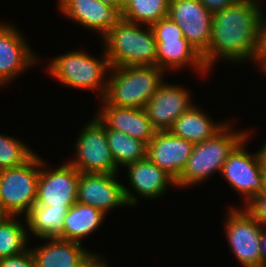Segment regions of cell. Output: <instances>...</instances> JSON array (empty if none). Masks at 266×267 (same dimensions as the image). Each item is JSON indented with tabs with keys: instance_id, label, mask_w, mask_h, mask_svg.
Listing matches in <instances>:
<instances>
[{
	"instance_id": "26",
	"label": "cell",
	"mask_w": 266,
	"mask_h": 267,
	"mask_svg": "<svg viewBox=\"0 0 266 267\" xmlns=\"http://www.w3.org/2000/svg\"><path fill=\"white\" fill-rule=\"evenodd\" d=\"M170 0H126L120 18L151 26L168 16Z\"/></svg>"
},
{
	"instance_id": "9",
	"label": "cell",
	"mask_w": 266,
	"mask_h": 267,
	"mask_svg": "<svg viewBox=\"0 0 266 267\" xmlns=\"http://www.w3.org/2000/svg\"><path fill=\"white\" fill-rule=\"evenodd\" d=\"M230 206L223 226L226 241L242 267H261L260 238L263 226L244 208Z\"/></svg>"
},
{
	"instance_id": "27",
	"label": "cell",
	"mask_w": 266,
	"mask_h": 267,
	"mask_svg": "<svg viewBox=\"0 0 266 267\" xmlns=\"http://www.w3.org/2000/svg\"><path fill=\"white\" fill-rule=\"evenodd\" d=\"M36 151L23 142L20 137L8 136L0 132V171L22 166L28 162Z\"/></svg>"
},
{
	"instance_id": "19",
	"label": "cell",
	"mask_w": 266,
	"mask_h": 267,
	"mask_svg": "<svg viewBox=\"0 0 266 267\" xmlns=\"http://www.w3.org/2000/svg\"><path fill=\"white\" fill-rule=\"evenodd\" d=\"M39 240L45 241L44 244L29 247L35 267H82L96 252L89 251L78 242L59 238H39Z\"/></svg>"
},
{
	"instance_id": "10",
	"label": "cell",
	"mask_w": 266,
	"mask_h": 267,
	"mask_svg": "<svg viewBox=\"0 0 266 267\" xmlns=\"http://www.w3.org/2000/svg\"><path fill=\"white\" fill-rule=\"evenodd\" d=\"M62 162L57 164V167L49 168V162L40 156V175L35 205L70 208L77 202L80 172L67 161Z\"/></svg>"
},
{
	"instance_id": "24",
	"label": "cell",
	"mask_w": 266,
	"mask_h": 267,
	"mask_svg": "<svg viewBox=\"0 0 266 267\" xmlns=\"http://www.w3.org/2000/svg\"><path fill=\"white\" fill-rule=\"evenodd\" d=\"M25 224V217L17 215H8L0 222V259L19 255L29 249L31 241Z\"/></svg>"
},
{
	"instance_id": "31",
	"label": "cell",
	"mask_w": 266,
	"mask_h": 267,
	"mask_svg": "<svg viewBox=\"0 0 266 267\" xmlns=\"http://www.w3.org/2000/svg\"><path fill=\"white\" fill-rule=\"evenodd\" d=\"M0 267H35V261L28 249L19 255L0 259Z\"/></svg>"
},
{
	"instance_id": "37",
	"label": "cell",
	"mask_w": 266,
	"mask_h": 267,
	"mask_svg": "<svg viewBox=\"0 0 266 267\" xmlns=\"http://www.w3.org/2000/svg\"><path fill=\"white\" fill-rule=\"evenodd\" d=\"M263 194H266V169L264 168L263 170V190H262Z\"/></svg>"
},
{
	"instance_id": "12",
	"label": "cell",
	"mask_w": 266,
	"mask_h": 267,
	"mask_svg": "<svg viewBox=\"0 0 266 267\" xmlns=\"http://www.w3.org/2000/svg\"><path fill=\"white\" fill-rule=\"evenodd\" d=\"M124 168L130 184V187L124 185L129 207H136L143 197L156 201L165 196L169 188L177 189L175 180L147 157L127 164Z\"/></svg>"
},
{
	"instance_id": "13",
	"label": "cell",
	"mask_w": 266,
	"mask_h": 267,
	"mask_svg": "<svg viewBox=\"0 0 266 267\" xmlns=\"http://www.w3.org/2000/svg\"><path fill=\"white\" fill-rule=\"evenodd\" d=\"M119 175L80 172L77 202L97 208L107 216L115 208H128L124 193L125 183H121Z\"/></svg>"
},
{
	"instance_id": "17",
	"label": "cell",
	"mask_w": 266,
	"mask_h": 267,
	"mask_svg": "<svg viewBox=\"0 0 266 267\" xmlns=\"http://www.w3.org/2000/svg\"><path fill=\"white\" fill-rule=\"evenodd\" d=\"M193 147L194 143L174 136L169 131H156L147 144V158L176 181L184 170Z\"/></svg>"
},
{
	"instance_id": "35",
	"label": "cell",
	"mask_w": 266,
	"mask_h": 267,
	"mask_svg": "<svg viewBox=\"0 0 266 267\" xmlns=\"http://www.w3.org/2000/svg\"><path fill=\"white\" fill-rule=\"evenodd\" d=\"M100 2L114 7L119 13H121L126 0H99Z\"/></svg>"
},
{
	"instance_id": "18",
	"label": "cell",
	"mask_w": 266,
	"mask_h": 267,
	"mask_svg": "<svg viewBox=\"0 0 266 267\" xmlns=\"http://www.w3.org/2000/svg\"><path fill=\"white\" fill-rule=\"evenodd\" d=\"M94 113L110 128L118 130L148 144L156 130L144 108L117 107L108 105L103 99Z\"/></svg>"
},
{
	"instance_id": "30",
	"label": "cell",
	"mask_w": 266,
	"mask_h": 267,
	"mask_svg": "<svg viewBox=\"0 0 266 267\" xmlns=\"http://www.w3.org/2000/svg\"><path fill=\"white\" fill-rule=\"evenodd\" d=\"M244 208L262 225L266 226V194L255 196Z\"/></svg>"
},
{
	"instance_id": "21",
	"label": "cell",
	"mask_w": 266,
	"mask_h": 267,
	"mask_svg": "<svg viewBox=\"0 0 266 267\" xmlns=\"http://www.w3.org/2000/svg\"><path fill=\"white\" fill-rule=\"evenodd\" d=\"M200 105H193L180 115L168 130L172 135L183 138L194 144L214 137L230 120L218 122Z\"/></svg>"
},
{
	"instance_id": "22",
	"label": "cell",
	"mask_w": 266,
	"mask_h": 267,
	"mask_svg": "<svg viewBox=\"0 0 266 267\" xmlns=\"http://www.w3.org/2000/svg\"><path fill=\"white\" fill-rule=\"evenodd\" d=\"M106 217L107 215L97 208L76 202L65 215L63 240L82 244L93 232L100 229Z\"/></svg>"
},
{
	"instance_id": "3",
	"label": "cell",
	"mask_w": 266,
	"mask_h": 267,
	"mask_svg": "<svg viewBox=\"0 0 266 267\" xmlns=\"http://www.w3.org/2000/svg\"><path fill=\"white\" fill-rule=\"evenodd\" d=\"M100 57L85 50H69L52 57L46 72L64 87L95 92L98 100L104 98L110 71V63L102 47Z\"/></svg>"
},
{
	"instance_id": "16",
	"label": "cell",
	"mask_w": 266,
	"mask_h": 267,
	"mask_svg": "<svg viewBox=\"0 0 266 267\" xmlns=\"http://www.w3.org/2000/svg\"><path fill=\"white\" fill-rule=\"evenodd\" d=\"M57 7L69 21L100 34V39L120 19V13L114 7L99 0H58Z\"/></svg>"
},
{
	"instance_id": "23",
	"label": "cell",
	"mask_w": 266,
	"mask_h": 267,
	"mask_svg": "<svg viewBox=\"0 0 266 267\" xmlns=\"http://www.w3.org/2000/svg\"><path fill=\"white\" fill-rule=\"evenodd\" d=\"M69 208L33 205L24 216L31 238H59L63 240V224ZM31 233V234H30Z\"/></svg>"
},
{
	"instance_id": "33",
	"label": "cell",
	"mask_w": 266,
	"mask_h": 267,
	"mask_svg": "<svg viewBox=\"0 0 266 267\" xmlns=\"http://www.w3.org/2000/svg\"><path fill=\"white\" fill-rule=\"evenodd\" d=\"M96 253L82 267H110L104 254Z\"/></svg>"
},
{
	"instance_id": "5",
	"label": "cell",
	"mask_w": 266,
	"mask_h": 267,
	"mask_svg": "<svg viewBox=\"0 0 266 267\" xmlns=\"http://www.w3.org/2000/svg\"><path fill=\"white\" fill-rule=\"evenodd\" d=\"M166 75L158 66L111 67L103 100L110 106L144 108Z\"/></svg>"
},
{
	"instance_id": "25",
	"label": "cell",
	"mask_w": 266,
	"mask_h": 267,
	"mask_svg": "<svg viewBox=\"0 0 266 267\" xmlns=\"http://www.w3.org/2000/svg\"><path fill=\"white\" fill-rule=\"evenodd\" d=\"M106 134L108 146L118 169L147 157V144L145 142L121 131L110 129L107 125Z\"/></svg>"
},
{
	"instance_id": "28",
	"label": "cell",
	"mask_w": 266,
	"mask_h": 267,
	"mask_svg": "<svg viewBox=\"0 0 266 267\" xmlns=\"http://www.w3.org/2000/svg\"><path fill=\"white\" fill-rule=\"evenodd\" d=\"M155 39H186L181 28L169 16L151 25Z\"/></svg>"
},
{
	"instance_id": "14",
	"label": "cell",
	"mask_w": 266,
	"mask_h": 267,
	"mask_svg": "<svg viewBox=\"0 0 266 267\" xmlns=\"http://www.w3.org/2000/svg\"><path fill=\"white\" fill-rule=\"evenodd\" d=\"M168 16L181 28L184 37L203 57L209 48L213 14L199 0H170Z\"/></svg>"
},
{
	"instance_id": "34",
	"label": "cell",
	"mask_w": 266,
	"mask_h": 267,
	"mask_svg": "<svg viewBox=\"0 0 266 267\" xmlns=\"http://www.w3.org/2000/svg\"><path fill=\"white\" fill-rule=\"evenodd\" d=\"M261 267H266V226H263L260 238Z\"/></svg>"
},
{
	"instance_id": "36",
	"label": "cell",
	"mask_w": 266,
	"mask_h": 267,
	"mask_svg": "<svg viewBox=\"0 0 266 267\" xmlns=\"http://www.w3.org/2000/svg\"><path fill=\"white\" fill-rule=\"evenodd\" d=\"M265 142V143H264ZM263 142V144L258 148L261 158H262V162H263V166L266 169V140Z\"/></svg>"
},
{
	"instance_id": "2",
	"label": "cell",
	"mask_w": 266,
	"mask_h": 267,
	"mask_svg": "<svg viewBox=\"0 0 266 267\" xmlns=\"http://www.w3.org/2000/svg\"><path fill=\"white\" fill-rule=\"evenodd\" d=\"M232 120L214 137L194 144L184 170L175 181L178 189L199 187L210 180L214 173L221 174L223 164L230 153L248 136V130H236Z\"/></svg>"
},
{
	"instance_id": "4",
	"label": "cell",
	"mask_w": 266,
	"mask_h": 267,
	"mask_svg": "<svg viewBox=\"0 0 266 267\" xmlns=\"http://www.w3.org/2000/svg\"><path fill=\"white\" fill-rule=\"evenodd\" d=\"M101 40L111 67L157 66V43L149 25L120 18Z\"/></svg>"
},
{
	"instance_id": "20",
	"label": "cell",
	"mask_w": 266,
	"mask_h": 267,
	"mask_svg": "<svg viewBox=\"0 0 266 267\" xmlns=\"http://www.w3.org/2000/svg\"><path fill=\"white\" fill-rule=\"evenodd\" d=\"M157 66L166 74L181 70H187V67L205 78L209 76V70L206 68L202 57L190 45L187 39H155ZM190 66V67H189ZM206 75V76H205ZM203 76V77H202Z\"/></svg>"
},
{
	"instance_id": "15",
	"label": "cell",
	"mask_w": 266,
	"mask_h": 267,
	"mask_svg": "<svg viewBox=\"0 0 266 267\" xmlns=\"http://www.w3.org/2000/svg\"><path fill=\"white\" fill-rule=\"evenodd\" d=\"M190 91L182 84H172L165 80L158 87L144 106L156 131H168L175 120L195 104Z\"/></svg>"
},
{
	"instance_id": "32",
	"label": "cell",
	"mask_w": 266,
	"mask_h": 267,
	"mask_svg": "<svg viewBox=\"0 0 266 267\" xmlns=\"http://www.w3.org/2000/svg\"><path fill=\"white\" fill-rule=\"evenodd\" d=\"M238 1L240 0H199L200 4L212 14L222 11Z\"/></svg>"
},
{
	"instance_id": "1",
	"label": "cell",
	"mask_w": 266,
	"mask_h": 267,
	"mask_svg": "<svg viewBox=\"0 0 266 267\" xmlns=\"http://www.w3.org/2000/svg\"><path fill=\"white\" fill-rule=\"evenodd\" d=\"M261 3L259 0H240L213 14L208 52L202 57L209 72L223 61L238 66L256 62L264 9Z\"/></svg>"
},
{
	"instance_id": "6",
	"label": "cell",
	"mask_w": 266,
	"mask_h": 267,
	"mask_svg": "<svg viewBox=\"0 0 266 267\" xmlns=\"http://www.w3.org/2000/svg\"><path fill=\"white\" fill-rule=\"evenodd\" d=\"M92 116L77 134L74 156L66 161L82 173H119L108 146L106 124L95 113Z\"/></svg>"
},
{
	"instance_id": "11",
	"label": "cell",
	"mask_w": 266,
	"mask_h": 267,
	"mask_svg": "<svg viewBox=\"0 0 266 267\" xmlns=\"http://www.w3.org/2000/svg\"><path fill=\"white\" fill-rule=\"evenodd\" d=\"M17 27L12 22H0V88L10 85L43 59Z\"/></svg>"
},
{
	"instance_id": "29",
	"label": "cell",
	"mask_w": 266,
	"mask_h": 267,
	"mask_svg": "<svg viewBox=\"0 0 266 267\" xmlns=\"http://www.w3.org/2000/svg\"><path fill=\"white\" fill-rule=\"evenodd\" d=\"M264 10H262L260 20L259 46L255 66L257 65L259 67L258 70H261L260 72L266 75V9Z\"/></svg>"
},
{
	"instance_id": "8",
	"label": "cell",
	"mask_w": 266,
	"mask_h": 267,
	"mask_svg": "<svg viewBox=\"0 0 266 267\" xmlns=\"http://www.w3.org/2000/svg\"><path fill=\"white\" fill-rule=\"evenodd\" d=\"M39 175L37 153L22 166L0 171V207L8 215L25 216L35 205Z\"/></svg>"
},
{
	"instance_id": "38",
	"label": "cell",
	"mask_w": 266,
	"mask_h": 267,
	"mask_svg": "<svg viewBox=\"0 0 266 267\" xmlns=\"http://www.w3.org/2000/svg\"><path fill=\"white\" fill-rule=\"evenodd\" d=\"M8 214L0 207V222L4 220Z\"/></svg>"
},
{
	"instance_id": "7",
	"label": "cell",
	"mask_w": 266,
	"mask_h": 267,
	"mask_svg": "<svg viewBox=\"0 0 266 267\" xmlns=\"http://www.w3.org/2000/svg\"><path fill=\"white\" fill-rule=\"evenodd\" d=\"M251 131H253L252 128L248 129V136L230 153L220 174L230 185V188L242 196H240L242 198L241 203H243L241 207L246 206L263 190L264 166L260 152L257 150L255 153H250L246 150V147L249 146L247 145L249 144L248 141L254 136V132Z\"/></svg>"
}]
</instances>
